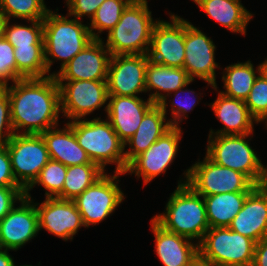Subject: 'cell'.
<instances>
[{
	"instance_id": "obj_28",
	"label": "cell",
	"mask_w": 267,
	"mask_h": 266,
	"mask_svg": "<svg viewBox=\"0 0 267 266\" xmlns=\"http://www.w3.org/2000/svg\"><path fill=\"white\" fill-rule=\"evenodd\" d=\"M223 71L225 73L223 72L222 80L226 91L220 92L228 97L245 101L258 77L255 72L260 74L262 67L261 64L258 65L255 71L253 64L248 60L244 63L231 64Z\"/></svg>"
},
{
	"instance_id": "obj_24",
	"label": "cell",
	"mask_w": 267,
	"mask_h": 266,
	"mask_svg": "<svg viewBox=\"0 0 267 266\" xmlns=\"http://www.w3.org/2000/svg\"><path fill=\"white\" fill-rule=\"evenodd\" d=\"M40 135L46 144L50 159L59 161L65 166L94 163L78 144L73 128L69 123H66L63 129L55 126Z\"/></svg>"
},
{
	"instance_id": "obj_41",
	"label": "cell",
	"mask_w": 267,
	"mask_h": 266,
	"mask_svg": "<svg viewBox=\"0 0 267 266\" xmlns=\"http://www.w3.org/2000/svg\"><path fill=\"white\" fill-rule=\"evenodd\" d=\"M0 187H21L14 178L6 144L0 145Z\"/></svg>"
},
{
	"instance_id": "obj_40",
	"label": "cell",
	"mask_w": 267,
	"mask_h": 266,
	"mask_svg": "<svg viewBox=\"0 0 267 266\" xmlns=\"http://www.w3.org/2000/svg\"><path fill=\"white\" fill-rule=\"evenodd\" d=\"M25 196L22 187H0V220Z\"/></svg>"
},
{
	"instance_id": "obj_3",
	"label": "cell",
	"mask_w": 267,
	"mask_h": 266,
	"mask_svg": "<svg viewBox=\"0 0 267 266\" xmlns=\"http://www.w3.org/2000/svg\"><path fill=\"white\" fill-rule=\"evenodd\" d=\"M68 17L50 10L43 20L45 62L47 73L50 75H52L49 72L54 60L62 61L61 70L94 40L88 25L82 24V21L77 18Z\"/></svg>"
},
{
	"instance_id": "obj_35",
	"label": "cell",
	"mask_w": 267,
	"mask_h": 266,
	"mask_svg": "<svg viewBox=\"0 0 267 266\" xmlns=\"http://www.w3.org/2000/svg\"><path fill=\"white\" fill-rule=\"evenodd\" d=\"M245 104L256 121H265L267 127V77L263 72L258 74Z\"/></svg>"
},
{
	"instance_id": "obj_22",
	"label": "cell",
	"mask_w": 267,
	"mask_h": 266,
	"mask_svg": "<svg viewBox=\"0 0 267 266\" xmlns=\"http://www.w3.org/2000/svg\"><path fill=\"white\" fill-rule=\"evenodd\" d=\"M191 81L184 68H176L164 66L148 60L146 67V92L155 90L149 94V99L154 104H159L165 115L167 113V97L171 96L172 92H176L183 86H186ZM167 92V94H163Z\"/></svg>"
},
{
	"instance_id": "obj_2",
	"label": "cell",
	"mask_w": 267,
	"mask_h": 266,
	"mask_svg": "<svg viewBox=\"0 0 267 266\" xmlns=\"http://www.w3.org/2000/svg\"><path fill=\"white\" fill-rule=\"evenodd\" d=\"M165 207L166 212L153 219L167 231L193 241L197 239L199 244L210 228L203 196L195 192L185 179L183 183L180 180Z\"/></svg>"
},
{
	"instance_id": "obj_16",
	"label": "cell",
	"mask_w": 267,
	"mask_h": 266,
	"mask_svg": "<svg viewBox=\"0 0 267 266\" xmlns=\"http://www.w3.org/2000/svg\"><path fill=\"white\" fill-rule=\"evenodd\" d=\"M34 201L24 196L0 220V248L16 251L39 232L38 212Z\"/></svg>"
},
{
	"instance_id": "obj_17",
	"label": "cell",
	"mask_w": 267,
	"mask_h": 266,
	"mask_svg": "<svg viewBox=\"0 0 267 266\" xmlns=\"http://www.w3.org/2000/svg\"><path fill=\"white\" fill-rule=\"evenodd\" d=\"M111 53L102 39L92 40L60 71L52 73L56 80L106 81Z\"/></svg>"
},
{
	"instance_id": "obj_37",
	"label": "cell",
	"mask_w": 267,
	"mask_h": 266,
	"mask_svg": "<svg viewBox=\"0 0 267 266\" xmlns=\"http://www.w3.org/2000/svg\"><path fill=\"white\" fill-rule=\"evenodd\" d=\"M193 82V80H191L186 86H183L181 89H178L176 92H174L176 99L173 100L171 102L172 107L171 108V115L173 116V119H169L168 121L170 122L172 127H179V123L184 119L188 118L186 115L187 112H190L191 110H193L194 106L196 105V98L193 97L194 99L192 101H188L187 99L182 97H179L180 94H191L193 93V95L195 94V92L190 91V89L186 90L187 86ZM186 87V88H185ZM186 92V93H185ZM187 96V95H186ZM190 96V95H189ZM181 98V99H180Z\"/></svg>"
},
{
	"instance_id": "obj_42",
	"label": "cell",
	"mask_w": 267,
	"mask_h": 266,
	"mask_svg": "<svg viewBox=\"0 0 267 266\" xmlns=\"http://www.w3.org/2000/svg\"><path fill=\"white\" fill-rule=\"evenodd\" d=\"M252 266H267V237L256 243Z\"/></svg>"
},
{
	"instance_id": "obj_9",
	"label": "cell",
	"mask_w": 267,
	"mask_h": 266,
	"mask_svg": "<svg viewBox=\"0 0 267 266\" xmlns=\"http://www.w3.org/2000/svg\"><path fill=\"white\" fill-rule=\"evenodd\" d=\"M16 182L26 190L50 160L40 134H14L6 143Z\"/></svg>"
},
{
	"instance_id": "obj_45",
	"label": "cell",
	"mask_w": 267,
	"mask_h": 266,
	"mask_svg": "<svg viewBox=\"0 0 267 266\" xmlns=\"http://www.w3.org/2000/svg\"><path fill=\"white\" fill-rule=\"evenodd\" d=\"M6 23L7 19L2 14H0V39L4 38Z\"/></svg>"
},
{
	"instance_id": "obj_6",
	"label": "cell",
	"mask_w": 267,
	"mask_h": 266,
	"mask_svg": "<svg viewBox=\"0 0 267 266\" xmlns=\"http://www.w3.org/2000/svg\"><path fill=\"white\" fill-rule=\"evenodd\" d=\"M242 135H209L206 156L217 165L244 174L254 185L266 181V168Z\"/></svg>"
},
{
	"instance_id": "obj_36",
	"label": "cell",
	"mask_w": 267,
	"mask_h": 266,
	"mask_svg": "<svg viewBox=\"0 0 267 266\" xmlns=\"http://www.w3.org/2000/svg\"><path fill=\"white\" fill-rule=\"evenodd\" d=\"M9 80L15 83L20 78L17 76L14 47L4 37L0 39V87L8 86Z\"/></svg>"
},
{
	"instance_id": "obj_32",
	"label": "cell",
	"mask_w": 267,
	"mask_h": 266,
	"mask_svg": "<svg viewBox=\"0 0 267 266\" xmlns=\"http://www.w3.org/2000/svg\"><path fill=\"white\" fill-rule=\"evenodd\" d=\"M132 0H105L96 10L89 31L94 39H100L99 33L109 32L120 20L124 9ZM94 30L98 31L97 33Z\"/></svg>"
},
{
	"instance_id": "obj_39",
	"label": "cell",
	"mask_w": 267,
	"mask_h": 266,
	"mask_svg": "<svg viewBox=\"0 0 267 266\" xmlns=\"http://www.w3.org/2000/svg\"><path fill=\"white\" fill-rule=\"evenodd\" d=\"M68 6V16L77 18L87 16L90 21L94 17L96 10L105 0H65Z\"/></svg>"
},
{
	"instance_id": "obj_8",
	"label": "cell",
	"mask_w": 267,
	"mask_h": 266,
	"mask_svg": "<svg viewBox=\"0 0 267 266\" xmlns=\"http://www.w3.org/2000/svg\"><path fill=\"white\" fill-rule=\"evenodd\" d=\"M184 172L186 183L201 196L230 192H251L254 185L244 174L215 164L207 156L203 162L198 159Z\"/></svg>"
},
{
	"instance_id": "obj_26",
	"label": "cell",
	"mask_w": 267,
	"mask_h": 266,
	"mask_svg": "<svg viewBox=\"0 0 267 266\" xmlns=\"http://www.w3.org/2000/svg\"><path fill=\"white\" fill-rule=\"evenodd\" d=\"M210 18L230 32L246 35V26L253 15L241 0H193Z\"/></svg>"
},
{
	"instance_id": "obj_38",
	"label": "cell",
	"mask_w": 267,
	"mask_h": 266,
	"mask_svg": "<svg viewBox=\"0 0 267 266\" xmlns=\"http://www.w3.org/2000/svg\"><path fill=\"white\" fill-rule=\"evenodd\" d=\"M14 134L8 91L0 87V145H5Z\"/></svg>"
},
{
	"instance_id": "obj_21",
	"label": "cell",
	"mask_w": 267,
	"mask_h": 266,
	"mask_svg": "<svg viewBox=\"0 0 267 266\" xmlns=\"http://www.w3.org/2000/svg\"><path fill=\"white\" fill-rule=\"evenodd\" d=\"M223 128L214 132L210 129L209 135H242L253 134L256 119L251 115L245 101L228 97L221 92L210 105Z\"/></svg>"
},
{
	"instance_id": "obj_27",
	"label": "cell",
	"mask_w": 267,
	"mask_h": 266,
	"mask_svg": "<svg viewBox=\"0 0 267 266\" xmlns=\"http://www.w3.org/2000/svg\"><path fill=\"white\" fill-rule=\"evenodd\" d=\"M249 193L230 192L204 196L209 227H228L242 209Z\"/></svg>"
},
{
	"instance_id": "obj_30",
	"label": "cell",
	"mask_w": 267,
	"mask_h": 266,
	"mask_svg": "<svg viewBox=\"0 0 267 266\" xmlns=\"http://www.w3.org/2000/svg\"><path fill=\"white\" fill-rule=\"evenodd\" d=\"M17 76L23 78H44L47 73L44 45L14 47Z\"/></svg>"
},
{
	"instance_id": "obj_4",
	"label": "cell",
	"mask_w": 267,
	"mask_h": 266,
	"mask_svg": "<svg viewBox=\"0 0 267 266\" xmlns=\"http://www.w3.org/2000/svg\"><path fill=\"white\" fill-rule=\"evenodd\" d=\"M68 123L73 128L78 144L92 162L104 172L107 164H116L115 172L125 174L128 166L125 162V145L107 119H78Z\"/></svg>"
},
{
	"instance_id": "obj_11",
	"label": "cell",
	"mask_w": 267,
	"mask_h": 266,
	"mask_svg": "<svg viewBox=\"0 0 267 266\" xmlns=\"http://www.w3.org/2000/svg\"><path fill=\"white\" fill-rule=\"evenodd\" d=\"M65 81V83H64ZM60 90V112L68 119H84L108 101L106 81L57 80ZM84 117V118H83Z\"/></svg>"
},
{
	"instance_id": "obj_19",
	"label": "cell",
	"mask_w": 267,
	"mask_h": 266,
	"mask_svg": "<svg viewBox=\"0 0 267 266\" xmlns=\"http://www.w3.org/2000/svg\"><path fill=\"white\" fill-rule=\"evenodd\" d=\"M105 106L107 120L125 144L137 131L145 113L154 105L148 98L144 101L138 96L109 95Z\"/></svg>"
},
{
	"instance_id": "obj_12",
	"label": "cell",
	"mask_w": 267,
	"mask_h": 266,
	"mask_svg": "<svg viewBox=\"0 0 267 266\" xmlns=\"http://www.w3.org/2000/svg\"><path fill=\"white\" fill-rule=\"evenodd\" d=\"M171 22L159 20L152 33L148 58L154 63L183 68L185 61V19L169 14Z\"/></svg>"
},
{
	"instance_id": "obj_49",
	"label": "cell",
	"mask_w": 267,
	"mask_h": 266,
	"mask_svg": "<svg viewBox=\"0 0 267 266\" xmlns=\"http://www.w3.org/2000/svg\"><path fill=\"white\" fill-rule=\"evenodd\" d=\"M263 185L267 188V181H265V183Z\"/></svg>"
},
{
	"instance_id": "obj_33",
	"label": "cell",
	"mask_w": 267,
	"mask_h": 266,
	"mask_svg": "<svg viewBox=\"0 0 267 266\" xmlns=\"http://www.w3.org/2000/svg\"><path fill=\"white\" fill-rule=\"evenodd\" d=\"M49 11L44 0H0V14L9 21L10 17L43 21Z\"/></svg>"
},
{
	"instance_id": "obj_48",
	"label": "cell",
	"mask_w": 267,
	"mask_h": 266,
	"mask_svg": "<svg viewBox=\"0 0 267 266\" xmlns=\"http://www.w3.org/2000/svg\"><path fill=\"white\" fill-rule=\"evenodd\" d=\"M215 266H250V265H215Z\"/></svg>"
},
{
	"instance_id": "obj_29",
	"label": "cell",
	"mask_w": 267,
	"mask_h": 266,
	"mask_svg": "<svg viewBox=\"0 0 267 266\" xmlns=\"http://www.w3.org/2000/svg\"><path fill=\"white\" fill-rule=\"evenodd\" d=\"M104 173L96 163L67 166L63 190L57 198L73 201Z\"/></svg>"
},
{
	"instance_id": "obj_34",
	"label": "cell",
	"mask_w": 267,
	"mask_h": 266,
	"mask_svg": "<svg viewBox=\"0 0 267 266\" xmlns=\"http://www.w3.org/2000/svg\"><path fill=\"white\" fill-rule=\"evenodd\" d=\"M31 25L12 24L7 20L4 37L13 47L44 45L43 21H32Z\"/></svg>"
},
{
	"instance_id": "obj_14",
	"label": "cell",
	"mask_w": 267,
	"mask_h": 266,
	"mask_svg": "<svg viewBox=\"0 0 267 266\" xmlns=\"http://www.w3.org/2000/svg\"><path fill=\"white\" fill-rule=\"evenodd\" d=\"M185 61L183 68L188 76L194 81L195 77L204 80L217 90L216 73L218 68L215 62L216 46L197 27L185 20Z\"/></svg>"
},
{
	"instance_id": "obj_10",
	"label": "cell",
	"mask_w": 267,
	"mask_h": 266,
	"mask_svg": "<svg viewBox=\"0 0 267 266\" xmlns=\"http://www.w3.org/2000/svg\"><path fill=\"white\" fill-rule=\"evenodd\" d=\"M119 173L110 176L104 173L73 201L86 227L95 225L111 215L124 200V193L118 186Z\"/></svg>"
},
{
	"instance_id": "obj_25",
	"label": "cell",
	"mask_w": 267,
	"mask_h": 266,
	"mask_svg": "<svg viewBox=\"0 0 267 266\" xmlns=\"http://www.w3.org/2000/svg\"><path fill=\"white\" fill-rule=\"evenodd\" d=\"M166 120V115L159 104H154L145 113L135 134L124 144L125 147L129 145V150L125 151L127 165L172 127Z\"/></svg>"
},
{
	"instance_id": "obj_13",
	"label": "cell",
	"mask_w": 267,
	"mask_h": 266,
	"mask_svg": "<svg viewBox=\"0 0 267 266\" xmlns=\"http://www.w3.org/2000/svg\"><path fill=\"white\" fill-rule=\"evenodd\" d=\"M182 130L180 127H171L146 151L135 157L127 166L125 174L134 173L138 178L143 177L144 185L148 184L161 173L166 172L167 167L175 159Z\"/></svg>"
},
{
	"instance_id": "obj_15",
	"label": "cell",
	"mask_w": 267,
	"mask_h": 266,
	"mask_svg": "<svg viewBox=\"0 0 267 266\" xmlns=\"http://www.w3.org/2000/svg\"><path fill=\"white\" fill-rule=\"evenodd\" d=\"M147 54L113 55L107 73L108 95L137 96L146 92Z\"/></svg>"
},
{
	"instance_id": "obj_1",
	"label": "cell",
	"mask_w": 267,
	"mask_h": 266,
	"mask_svg": "<svg viewBox=\"0 0 267 266\" xmlns=\"http://www.w3.org/2000/svg\"><path fill=\"white\" fill-rule=\"evenodd\" d=\"M5 88L15 134H42L58 126L60 90L55 76L23 78Z\"/></svg>"
},
{
	"instance_id": "obj_44",
	"label": "cell",
	"mask_w": 267,
	"mask_h": 266,
	"mask_svg": "<svg viewBox=\"0 0 267 266\" xmlns=\"http://www.w3.org/2000/svg\"><path fill=\"white\" fill-rule=\"evenodd\" d=\"M187 266H213V265L198 252Z\"/></svg>"
},
{
	"instance_id": "obj_5",
	"label": "cell",
	"mask_w": 267,
	"mask_h": 266,
	"mask_svg": "<svg viewBox=\"0 0 267 266\" xmlns=\"http://www.w3.org/2000/svg\"><path fill=\"white\" fill-rule=\"evenodd\" d=\"M156 22L148 4L131 1L119 22L108 32L104 45L111 56L148 54L151 33Z\"/></svg>"
},
{
	"instance_id": "obj_47",
	"label": "cell",
	"mask_w": 267,
	"mask_h": 266,
	"mask_svg": "<svg viewBox=\"0 0 267 266\" xmlns=\"http://www.w3.org/2000/svg\"><path fill=\"white\" fill-rule=\"evenodd\" d=\"M132 1L143 3V4H148L147 0H132Z\"/></svg>"
},
{
	"instance_id": "obj_46",
	"label": "cell",
	"mask_w": 267,
	"mask_h": 266,
	"mask_svg": "<svg viewBox=\"0 0 267 266\" xmlns=\"http://www.w3.org/2000/svg\"><path fill=\"white\" fill-rule=\"evenodd\" d=\"M261 67H262V72L267 77V58H266V60L263 63H261Z\"/></svg>"
},
{
	"instance_id": "obj_7",
	"label": "cell",
	"mask_w": 267,
	"mask_h": 266,
	"mask_svg": "<svg viewBox=\"0 0 267 266\" xmlns=\"http://www.w3.org/2000/svg\"><path fill=\"white\" fill-rule=\"evenodd\" d=\"M255 246V241L232 231L229 227H215L206 231L198 244V250L213 266H252Z\"/></svg>"
},
{
	"instance_id": "obj_18",
	"label": "cell",
	"mask_w": 267,
	"mask_h": 266,
	"mask_svg": "<svg viewBox=\"0 0 267 266\" xmlns=\"http://www.w3.org/2000/svg\"><path fill=\"white\" fill-rule=\"evenodd\" d=\"M38 212L39 231L45 229L49 233L67 241L82 226L85 227L81 214L72 200L45 198L35 203Z\"/></svg>"
},
{
	"instance_id": "obj_31",
	"label": "cell",
	"mask_w": 267,
	"mask_h": 266,
	"mask_svg": "<svg viewBox=\"0 0 267 266\" xmlns=\"http://www.w3.org/2000/svg\"><path fill=\"white\" fill-rule=\"evenodd\" d=\"M66 173L67 166L59 161L50 159L41 169V172L34 182L25 190V196L31 199L29 191H31L35 185H42L46 190V198H57L62 193Z\"/></svg>"
},
{
	"instance_id": "obj_23",
	"label": "cell",
	"mask_w": 267,
	"mask_h": 266,
	"mask_svg": "<svg viewBox=\"0 0 267 266\" xmlns=\"http://www.w3.org/2000/svg\"><path fill=\"white\" fill-rule=\"evenodd\" d=\"M151 226L155 236V251L164 266H187L199 252L197 243L167 231L153 218Z\"/></svg>"
},
{
	"instance_id": "obj_20",
	"label": "cell",
	"mask_w": 267,
	"mask_h": 266,
	"mask_svg": "<svg viewBox=\"0 0 267 266\" xmlns=\"http://www.w3.org/2000/svg\"><path fill=\"white\" fill-rule=\"evenodd\" d=\"M228 227L256 243L267 237V188L264 185H257L248 194Z\"/></svg>"
},
{
	"instance_id": "obj_43",
	"label": "cell",
	"mask_w": 267,
	"mask_h": 266,
	"mask_svg": "<svg viewBox=\"0 0 267 266\" xmlns=\"http://www.w3.org/2000/svg\"><path fill=\"white\" fill-rule=\"evenodd\" d=\"M8 250L0 248V266H16Z\"/></svg>"
}]
</instances>
